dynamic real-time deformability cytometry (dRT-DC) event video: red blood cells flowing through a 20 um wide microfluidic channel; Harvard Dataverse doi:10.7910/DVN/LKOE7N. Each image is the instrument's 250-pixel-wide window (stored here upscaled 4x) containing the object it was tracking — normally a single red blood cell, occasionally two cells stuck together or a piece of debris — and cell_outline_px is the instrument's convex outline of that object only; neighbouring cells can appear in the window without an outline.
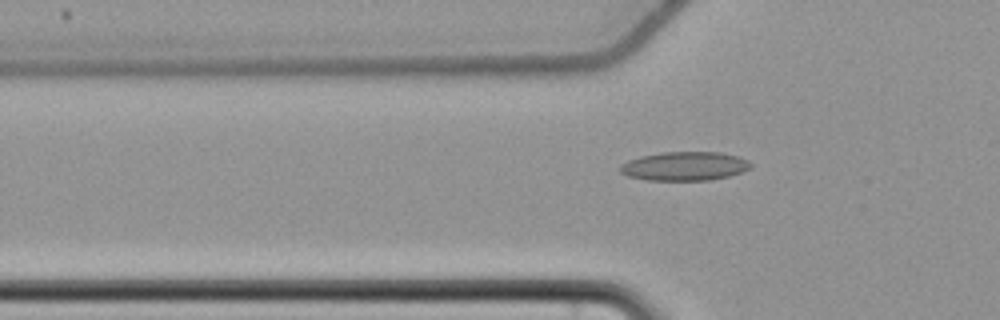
{"species": "common noctule bat (a hibernating species)", "species_latin": "Nyctalus noctula", "temperature_condition": "cold", "stored_images_in_passage": 44, "camera_frame_rate_fps": 3000, "um_per_image_px": 0.085, "animal": {"sex": "female", "body_mass_g": 22.7, "forearm_length_mm": 54.2}, "frame": {"image": 1, "passage_image": 7, "time_ms": 2.0, "image_size_px": [1000, 320], "cell_outline_px": [[752, 168], [728, 176], [712, 180], [648, 180], [628, 176], [620, 172], [620, 164], [628, 160], [640, 156], [660, 152], [720, 152], [740, 156], [748, 160], [752, 164]], "centroid_in_image_um": [58.2, 14.11], "position_along_channel_um": 67.6, "area_um2": 22.14}}
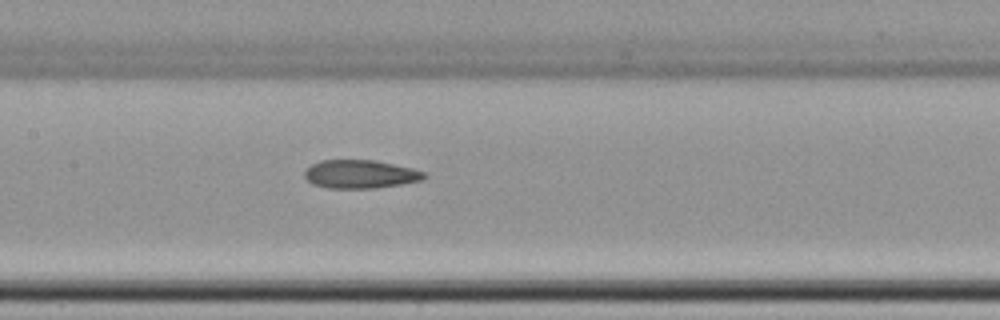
{"frame": {"image": 2, "passage_image": 16, "time_ms": 5.0, "image_size_px": [1000, 320], "cell_outline_px": [[428, 176], [424, 180], [376, 188], [328, 188], [312, 184], [304, 176], [304, 172], [312, 164], [320, 160], [376, 160], [412, 168], [424, 172]], "centroid_in_image_um": [30.64, 14.8], "position_along_channel_um": 176.8, "area_um2": 19.83}}
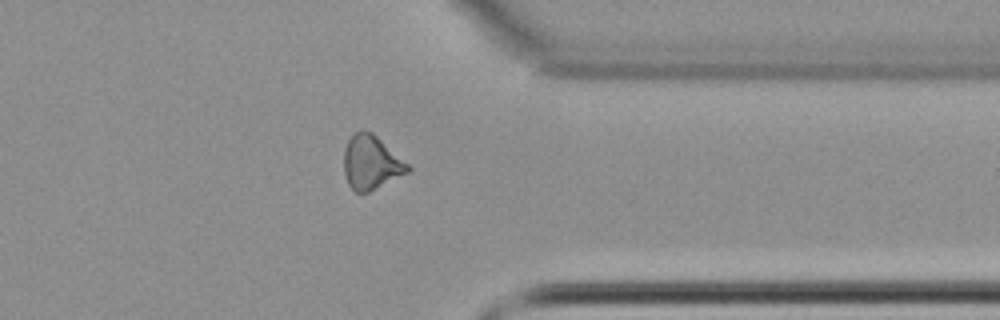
{"frame": {"image": 3, "passage_image": 33, "time_ms": 10.667, "image_size_px": [1000, 320], "cell_outline_px": [[412, 168], [408, 172], [368, 192], [356, 192], [348, 184], [344, 172], [344, 148], [352, 132], [360, 128], [364, 128], [372, 132], [408, 164]], "centroid_in_image_um": [31.51, 13.76], "position_along_channel_um": 379.9, "area_um2": 20.06}, "authors_computed_cell_mechanics": {"area_um2": 19.7387, "velocity_mm_per_s": 3.6851, "shape_relaxation_time_tau1_ms": null, "shape_relaxation_time_tau2_ms": 5.3624, "deformation_change_tau1": null, "deformation_change_tau2": 0.1377}}